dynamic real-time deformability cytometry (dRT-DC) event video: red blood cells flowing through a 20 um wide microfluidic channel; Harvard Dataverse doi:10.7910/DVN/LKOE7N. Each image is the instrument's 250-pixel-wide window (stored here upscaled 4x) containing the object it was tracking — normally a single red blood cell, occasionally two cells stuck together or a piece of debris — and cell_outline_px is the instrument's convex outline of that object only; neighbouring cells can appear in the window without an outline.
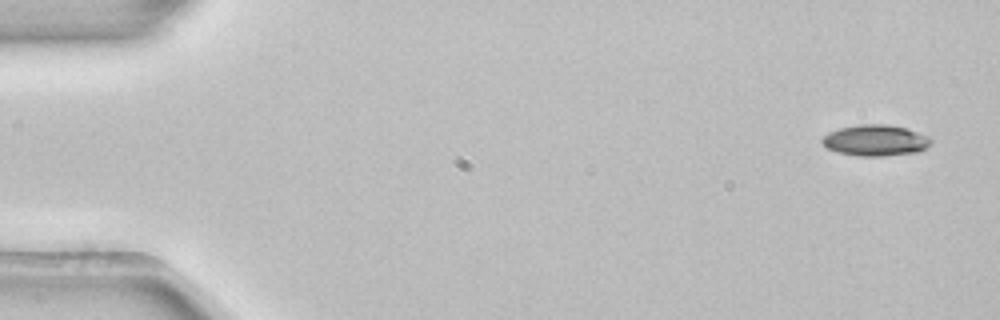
{"species": "common noctule bat (a hibernating species)", "species_latin": "Nyctalus noctula", "temperature_condition": "room temperature", "stored_images_in_passage": 3, "camera_frame_rate_fps": 3000, "um_per_image_px": 0.085, "animal": {"sex": "female", "body_mass_g": 22.7, "forearm_length_mm": 54.2}, "frame": {"image": 1, "passage_image": 1, "time_ms": 0.0, "image_size_px": [1000, 320], "cell_outline_px": [[932, 140], [920, 152], [884, 156], [860, 156], [840, 152], [828, 148], [820, 140], [828, 132], [840, 128], [860, 124], [888, 124], [904, 128], [928, 136]], "centroid_in_image_um": [74.41, 11.93], "position_along_channel_um": 10.6, "area_um2": 19.48}}